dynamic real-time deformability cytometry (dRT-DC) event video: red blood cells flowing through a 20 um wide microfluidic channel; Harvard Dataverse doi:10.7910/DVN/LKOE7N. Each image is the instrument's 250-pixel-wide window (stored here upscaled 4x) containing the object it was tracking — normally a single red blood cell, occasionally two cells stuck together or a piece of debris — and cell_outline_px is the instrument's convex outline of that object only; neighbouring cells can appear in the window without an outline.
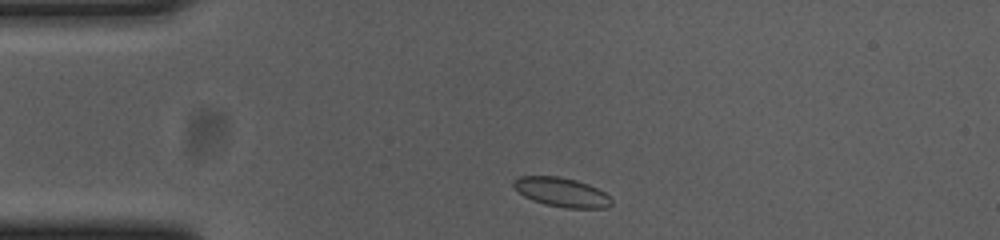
{"species": "common noctule bat (a hibernating species)", "species_latin": "Nyctalus noctula", "temperature_condition": "cold", "stored_images_in_passage": 45, "camera_frame_rate_fps": 3000, "um_per_image_px": 0.085, "animal": {"sex": "female", "body_mass_g": 23.0, "forearm_length_mm": 53.4}, "frame": {"image": 1, "passage_image": 2, "time_ms": 0.333, "image_size_px": [1000, 240], "cell_outline_px": [[612, 204], [608, 208], [568, 208], [544, 204], [532, 200], [524, 196], [512, 184], [512, 180], [520, 176], [556, 176], [576, 180], [588, 184], [604, 192], [612, 200]], "centroid_in_image_um": [47.74, 16.34], "position_along_channel_um": 37.3, "area_um2": 16.59}}
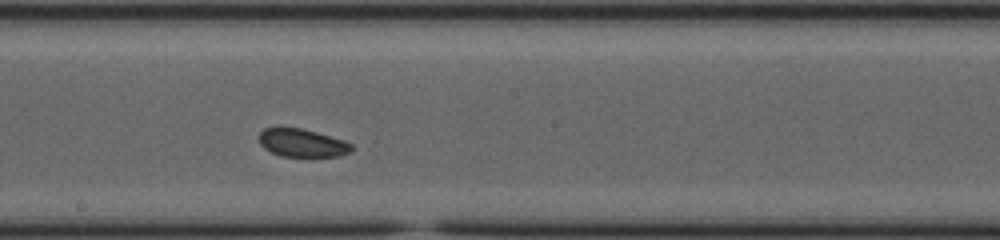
{"frame": {"image": 2, "passage_image": 20, "time_ms": 6.333, "image_size_px": [1000, 240], "cell_outline_px": [[352, 152], [340, 156], [280, 156], [264, 148], [260, 144], [260, 132], [264, 128], [300, 128], [316, 132], [344, 140], [352, 144]], "centroid_in_image_um": [25.71, 12.15], "position_along_channel_um": 222.5, "area_um2": 14.97}}
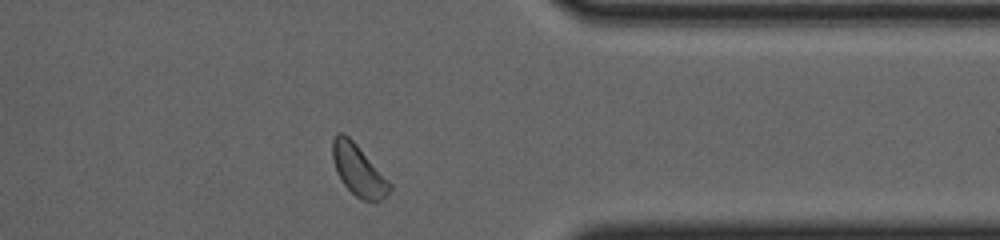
{"frame": {"image": 3, "passage_image": 34, "time_ms": 11.0, "image_size_px": [1000, 240], "cell_outline_px": [[392, 188], [376, 204], [360, 200], [344, 184], [336, 172], [332, 160], [332, 140], [336, 132], [344, 132], [356, 144], [392, 184]], "centroid_in_image_um": [30.44, 14.48], "position_along_channel_um": 381.0, "area_um2": 17.11}, "authors_computed_cell_mechanics": {"area_um2": 16.4152, "velocity_mm_per_s": 3.6373, "shape_relaxation_time_tau1_ms": null, "shape_relaxation_time_tau2_ms": 4.0845, "deformation_change_tau1": null, "deformation_change_tau2": 0.0792}}